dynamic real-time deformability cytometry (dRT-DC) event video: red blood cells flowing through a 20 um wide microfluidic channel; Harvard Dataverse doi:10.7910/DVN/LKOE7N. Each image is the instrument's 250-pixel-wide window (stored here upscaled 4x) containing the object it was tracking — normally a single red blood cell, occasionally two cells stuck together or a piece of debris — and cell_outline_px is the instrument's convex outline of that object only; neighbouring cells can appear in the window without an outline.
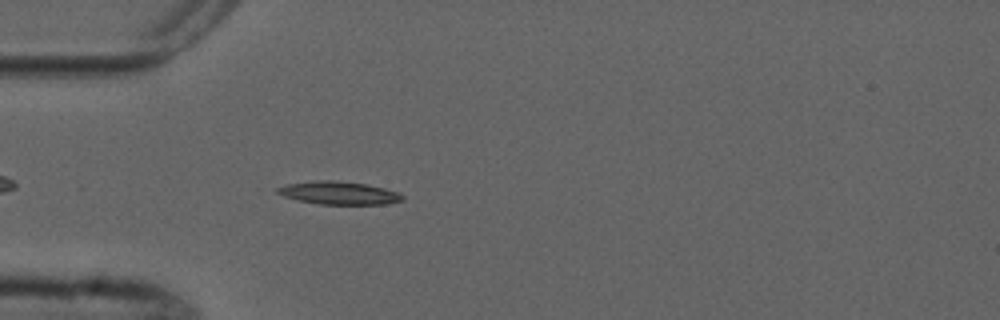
{"species": "common noctule bat (a hibernating species)", "species_latin": "Nyctalus noctula", "temperature_condition": "cold", "stored_images_in_passage": 1, "camera_frame_rate_fps": 3000, "um_per_image_px": 0.085, "animal": {"sex": "male", "forearm_length_mm": 52.5}, "frame": {"image": 1, "passage_image": 1, "time_ms": 0.0, "image_size_px": [1000, 320], "cell_outline_px": [[404, 200], [388, 204], [320, 204], [300, 200], [284, 196], [276, 192], [276, 188], [288, 184], [316, 180], [332, 180], [364, 184], [384, 188], [400, 192], [404, 196]], "centroid_in_image_um": [28.85, 16.4], "position_along_channel_um": 56.2, "area_um2": 16.59}}